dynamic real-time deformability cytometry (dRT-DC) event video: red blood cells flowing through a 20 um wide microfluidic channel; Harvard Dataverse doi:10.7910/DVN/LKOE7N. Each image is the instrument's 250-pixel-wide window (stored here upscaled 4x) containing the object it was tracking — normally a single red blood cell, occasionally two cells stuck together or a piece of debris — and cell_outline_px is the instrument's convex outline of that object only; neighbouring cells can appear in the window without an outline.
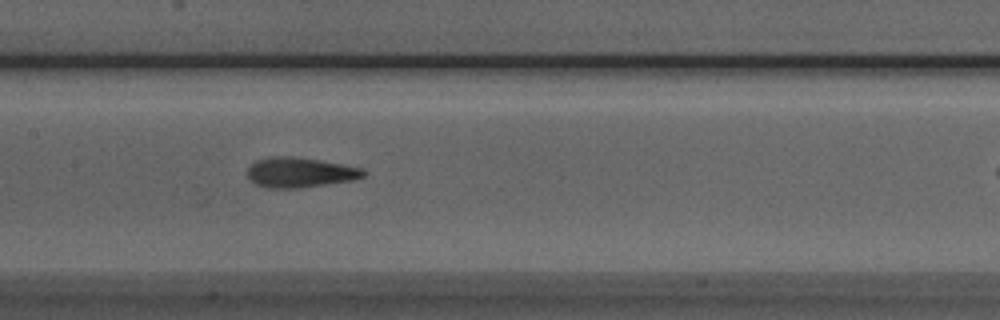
{"species": "Egyptian fruit bat (a non-hibernating species)", "species_latin": "Rousettus aegyptiacus", "temperature_condition": "room temperature", "stored_images_in_passage": 28, "camera_frame_rate_fps": 3000, "um_per_image_px": 0.085, "animal": {"sex": "male"}, "frame": {"image": 1, "passage_image": 24, "time_ms": 7.667, "image_size_px": [1000, 320], "cell_outline_px": [[368, 172], [364, 176], [352, 180], [300, 188], [268, 188], [256, 184], [248, 180], [248, 168], [256, 160], [268, 156], [292, 156], [320, 160], [364, 168]], "centroid_in_image_um": [25.49, 14.65], "position_along_channel_um": 181.9, "area_um2": 20.46}}